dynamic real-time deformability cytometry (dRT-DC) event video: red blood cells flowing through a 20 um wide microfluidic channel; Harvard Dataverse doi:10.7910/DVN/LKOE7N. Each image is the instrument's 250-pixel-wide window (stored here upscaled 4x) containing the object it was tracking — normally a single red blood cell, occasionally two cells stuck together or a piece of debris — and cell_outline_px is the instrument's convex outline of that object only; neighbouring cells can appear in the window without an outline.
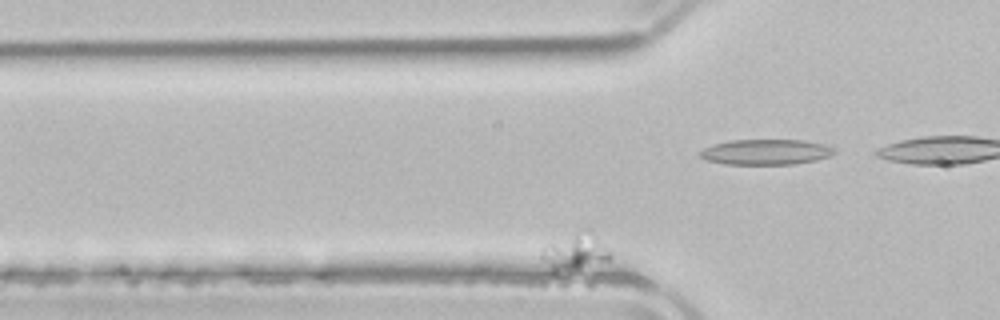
{"species": "common noctule bat (a hibernating species)", "species_latin": "Nyctalus noctula", "temperature_condition": "room temperature", "stored_images_in_passage": 45, "camera_frame_rate_fps": 3000, "um_per_image_px": 0.085, "animal": {"sex": "male", "body_mass_g": 21.5, "forearm_length_mm": 52.0}, "frame": {"image": 1, "passage_image": 2, "time_ms": 0.333, "image_size_px": [1000, 320], "cell_outline_px": [[612, 256], [608, 260], [560, 268], [556, 268], [540, 256], [540, 248], [544, 244], [572, 232], [584, 228], [592, 228], [596, 232], [608, 248]], "centroid_in_image_um": [48.93, 21.19], "position_along_channel_um": 76.9, "area_um2": 13.93}}
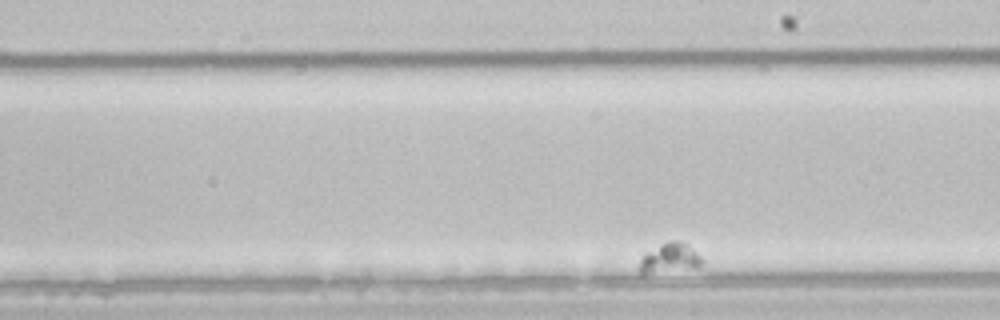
{"frame": {"image": 2, "passage_image": 27, "time_ms": 8.667, "image_size_px": [1000, 320], "cell_outline_px": [[700, 264], [696, 268], [644, 272], [640, 272], [636, 268], [640, 260], [648, 252], [660, 244], [668, 240], [676, 240], [688, 244], [700, 256]], "centroid_in_image_um": [56.92, 21.9], "position_along_channel_um": 232.1, "area_um2": 10.35}}
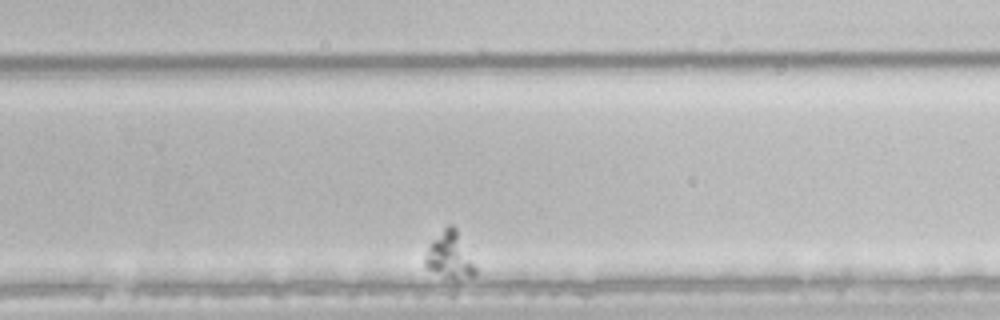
{"frame": {"image": 3, "passage_image": 36, "time_ms": 11.667, "image_size_px": [1000, 320], "cell_outline_px": [[480, 272], [476, 276], [456, 284], [428, 268], [424, 264], [424, 260], [428, 248], [432, 240], [448, 224], [452, 224], [456, 228]], "centroid_in_image_um": [38.31, 21.81], "position_along_channel_um": 291.5, "area_um2": 14.33}}